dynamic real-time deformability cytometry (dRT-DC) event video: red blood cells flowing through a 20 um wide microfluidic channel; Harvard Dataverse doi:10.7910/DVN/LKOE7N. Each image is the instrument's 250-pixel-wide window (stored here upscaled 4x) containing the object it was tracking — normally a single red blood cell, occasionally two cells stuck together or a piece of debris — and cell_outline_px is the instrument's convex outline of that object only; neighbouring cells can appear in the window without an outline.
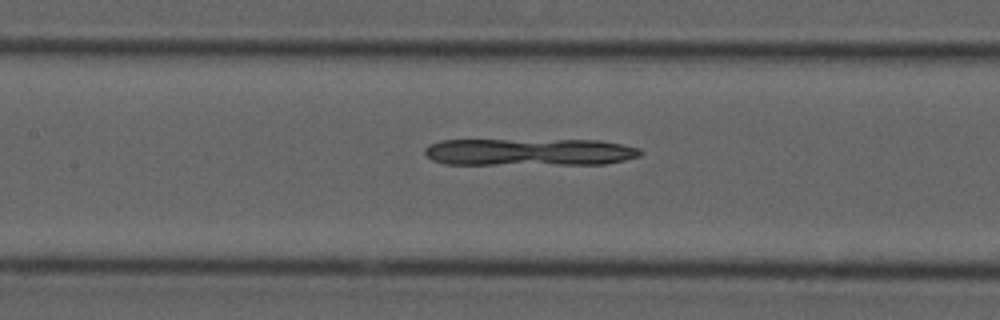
{"species": "common noctule bat (a hibernating species)", "species_latin": "Nyctalus noctula", "temperature_condition": "cold", "stored_images_in_passage": 48, "camera_frame_rate_fps": 3000, "um_per_image_px": 0.085, "animal": {"sex": "male", "forearm_length_mm": 52.5}, "frame": {"image": 1, "passage_image": 19, "time_ms": 6.0, "image_size_px": [1000, 320], "cell_outline_px": [[644, 152], [640, 156], [624, 160], [604, 164], [444, 164], [432, 160], [424, 152], [424, 148], [428, 144], [440, 140], [600, 140], [640, 148]], "centroid_in_image_um": [45.0, 12.92], "position_along_channel_um": 162.4, "area_um2": 34.45}}
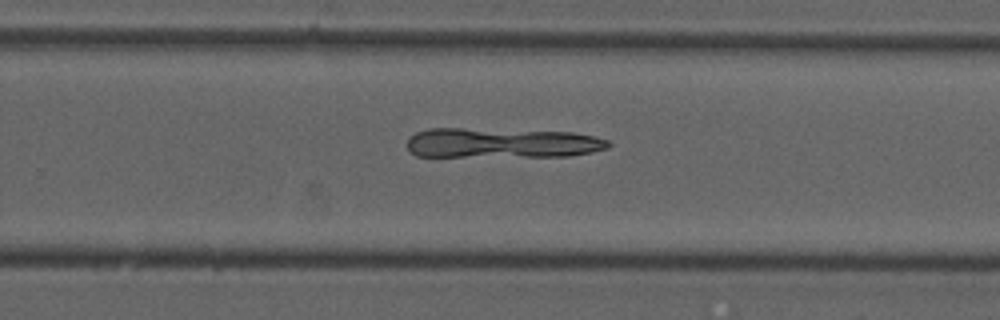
{"frame": {"image": 2, "passage_image": 29, "time_ms": 9.333, "image_size_px": [1000, 320], "cell_outline_px": [[612, 144], [608, 148], [592, 152], [568, 156], [416, 156], [408, 148], [408, 136], [416, 132], [428, 128], [460, 128], [572, 132], [592, 136], [608, 140]], "centroid_in_image_um": [42.64, 12.15], "position_along_channel_um": 287.2, "area_um2": 35.14}}
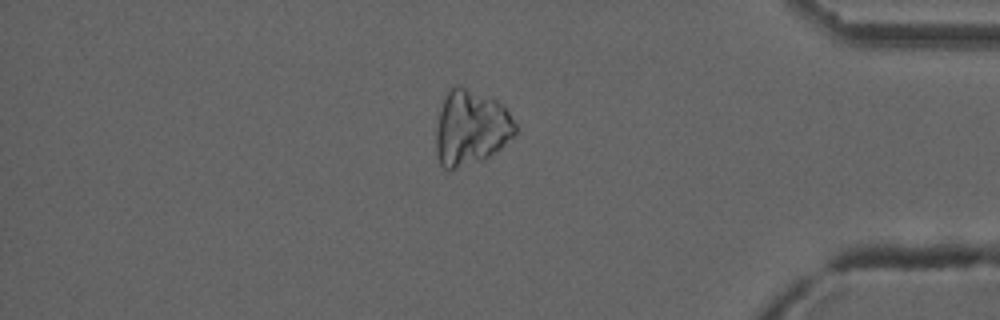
{"frame": {"image": 3, "passage_image": 40, "time_ms": 13.0, "image_size_px": [1000, 320], "cell_outline_px": [[516, 132], [500, 148], [484, 160], [448, 172], [440, 164], [436, 152], [436, 128], [444, 96], [456, 84], [460, 84], [496, 100], [508, 112], [516, 124]], "centroid_in_image_um": [39.99, 10.88], "position_along_channel_um": 395.2, "area_um2": 34.8}}